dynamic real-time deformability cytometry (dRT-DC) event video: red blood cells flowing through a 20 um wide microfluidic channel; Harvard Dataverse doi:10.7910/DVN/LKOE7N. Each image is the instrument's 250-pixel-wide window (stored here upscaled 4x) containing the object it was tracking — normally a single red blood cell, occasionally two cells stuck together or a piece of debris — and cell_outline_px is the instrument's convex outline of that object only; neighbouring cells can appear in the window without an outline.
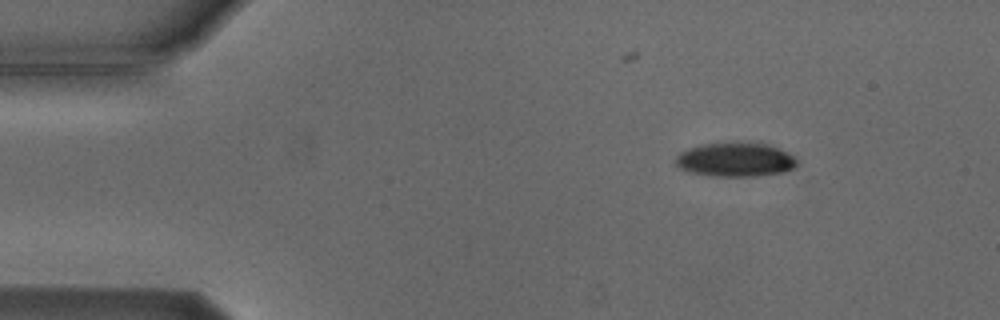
{"species": "Egyptian fruit bat (a non-hibernating species)", "species_latin": "Rousettus aegyptiacus", "temperature_condition": "cold", "stored_images_in_passage": 4, "camera_frame_rate_fps": 3000, "um_per_image_px": 0.085, "animal": {"sex": "male"}, "frame": {"image": 1, "passage_image": 2, "time_ms": 2.0, "image_size_px": [1000, 320], "cell_outline_px": [[800, 164], [796, 168], [784, 172], [756, 176], [708, 176], [688, 172], [680, 168], [676, 164], [676, 156], [680, 152], [688, 148], [704, 144], [748, 140], [768, 144], [788, 152], [796, 156], [800, 160]], "centroid_in_image_um": [62.58, 13.55], "position_along_channel_um": 22.4, "area_um2": 25.03}}
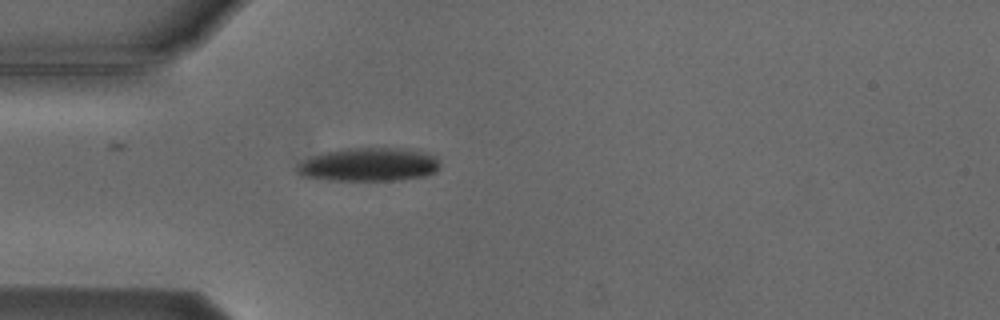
{"frame": {"image": 2, "passage_image": 4, "time_ms": 4.667, "image_size_px": [1000, 320], "cell_outline_px": [[440, 168], [436, 172], [424, 176], [400, 180], [328, 180], [300, 176], [296, 172], [296, 164], [312, 156], [324, 152], [348, 148], [400, 148], [436, 156], [440, 164]], "centroid_in_image_um": [31.32, 14.0], "position_along_channel_um": 53.7, "area_um2": 27.92}}